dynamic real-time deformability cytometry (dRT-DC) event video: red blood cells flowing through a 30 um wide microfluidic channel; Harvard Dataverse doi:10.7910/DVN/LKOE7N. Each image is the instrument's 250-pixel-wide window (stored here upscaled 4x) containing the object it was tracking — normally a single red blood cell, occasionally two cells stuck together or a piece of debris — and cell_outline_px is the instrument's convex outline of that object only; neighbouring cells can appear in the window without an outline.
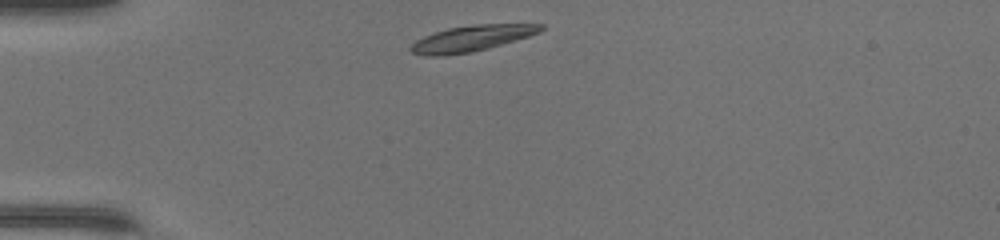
{"species": "common noctule bat (a hibernating species)", "species_latin": "Nyctalus noctula", "temperature_condition": "warm", "stored_images_in_passage": 36, "camera_frame_rate_fps": 3000, "um_per_image_px": 0.085, "animal": {"sex": "female", "body_mass_g": 17.0, "forearm_length_mm": 48.0}, "frame": {"image": 1, "passage_image": 1, "time_ms": 0.0, "image_size_px": [1000, 240], "cell_outline_px": [[544, 28], [540, 32], [528, 36], [488, 48], [468, 52], [440, 56], [428, 56], [412, 52], [408, 48], [416, 40], [424, 36], [448, 28], [476, 24], [544, 24]], "centroid_in_image_um": [40.08, 3.25], "position_along_channel_um": 44.9, "area_um2": 19.31}}
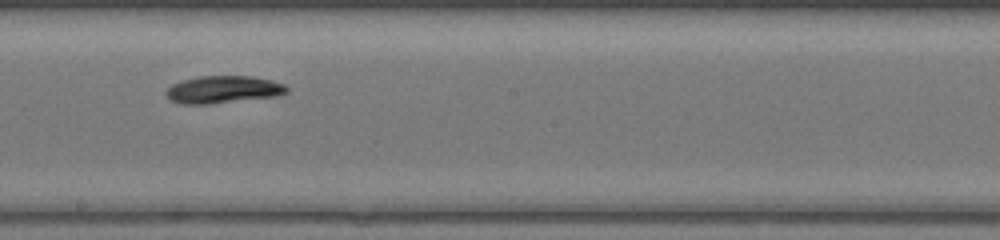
{"frame": {"image": 2, "passage_image": 16, "time_ms": 5.0, "image_size_px": [1000, 240], "cell_outline_px": [[288, 92], [280, 96], [212, 104], [180, 104], [168, 100], [164, 96], [164, 92], [172, 84], [184, 80], [200, 76], [252, 76], [272, 80], [284, 84], [288, 88]], "centroid_in_image_um": [18.96, 7.63], "position_along_channel_um": 229.2, "area_um2": 19.65}}
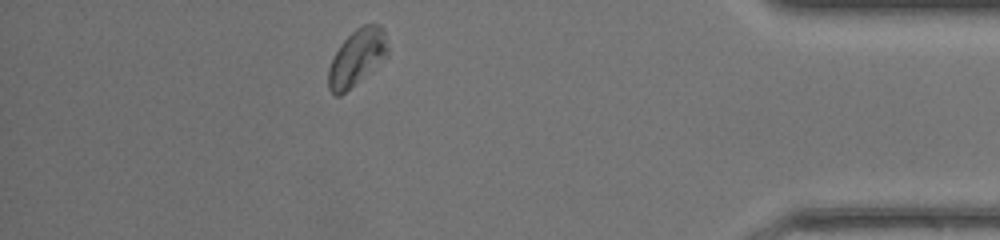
{"frame": {"image": 3, "passage_image": 31, "time_ms": 10.0, "image_size_px": [1000, 240], "cell_outline_px": [[388, 52], [384, 56], [340, 96], [336, 96], [328, 88], [328, 68], [340, 44], [356, 28], [364, 24], [380, 24], [384, 28], [388, 48]], "centroid_in_image_um": [30.3, 4.83], "position_along_channel_um": 404.9, "area_um2": 18.67}, "authors_computed_cell_mechanics": {"area_um2": 19.5653, "velocity_mm_per_s": 4.3136, "shape_relaxation_time_tau1_ms": 1.6346, "shape_relaxation_time_tau2_ms": null, "deformation_change_tau1": 0.1075, "deformation_change_tau2": null}}